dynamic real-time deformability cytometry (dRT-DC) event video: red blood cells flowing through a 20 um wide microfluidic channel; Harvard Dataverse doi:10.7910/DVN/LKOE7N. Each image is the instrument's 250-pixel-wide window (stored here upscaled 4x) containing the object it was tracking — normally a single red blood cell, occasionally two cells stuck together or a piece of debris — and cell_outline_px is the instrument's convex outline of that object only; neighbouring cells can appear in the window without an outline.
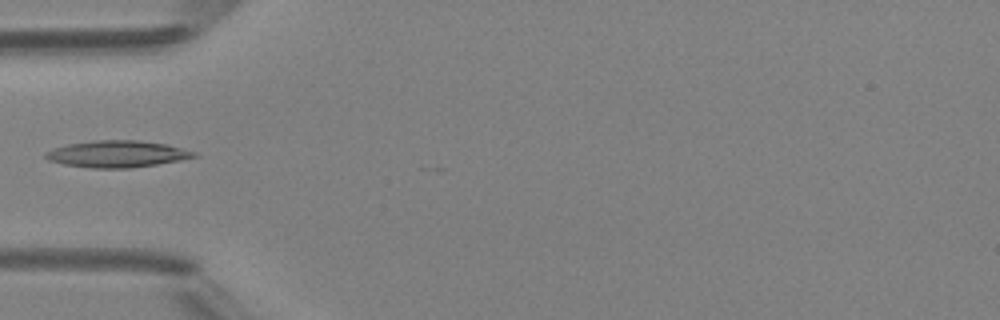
{"species": "Egyptian fruit bat (a non-hibernating species)", "species_latin": "Rousettus aegyptiacus", "temperature_condition": "room temperature", "stored_images_in_passage": 6, "camera_frame_rate_fps": 3000, "um_per_image_px": 0.085, "animal": {"sex": "female"}, "frame": {"image": 1, "passage_image": 5, "time_ms": 4.667, "image_size_px": [1000, 320], "cell_outline_px": [[200, 156], [180, 160], [156, 164], [128, 168], [92, 168], [64, 164], [48, 160], [44, 156], [44, 152], [52, 148], [68, 144], [96, 140], [136, 140], [168, 144], [196, 152]], "centroid_in_image_um": [9.95, 13.08], "position_along_channel_um": 75.0, "area_um2": 23.12}}
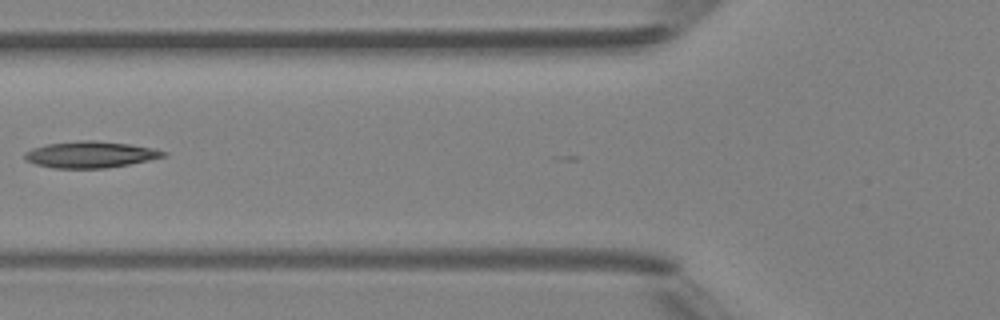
{"frame": {"image": 2, "passage_image": 6, "time_ms": 5.667, "image_size_px": [1000, 320], "cell_outline_px": [[168, 156], [128, 164], [104, 168], [52, 168], [36, 164], [28, 160], [24, 156], [24, 152], [32, 148], [44, 144], [80, 140], [92, 140], [128, 144], [156, 148], [168, 152]], "centroid_in_image_um": [7.7, 13.13], "position_along_channel_um": 118.1, "area_um2": 21.39}}